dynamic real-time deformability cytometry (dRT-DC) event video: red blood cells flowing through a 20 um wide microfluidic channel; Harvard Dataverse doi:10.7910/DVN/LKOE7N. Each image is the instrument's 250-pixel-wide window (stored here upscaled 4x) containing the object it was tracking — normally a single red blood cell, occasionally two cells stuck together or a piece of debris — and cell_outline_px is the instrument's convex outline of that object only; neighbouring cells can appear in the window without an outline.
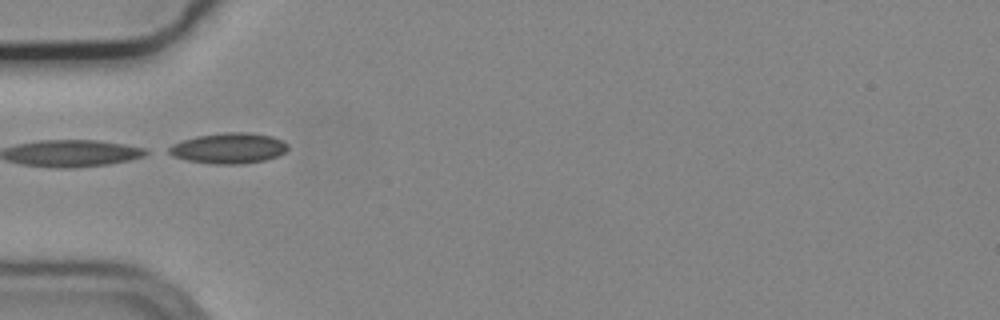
{"species": "common noctule bat (a hibernating species)", "species_latin": "Nyctalus noctula", "temperature_condition": "cold", "stored_images_in_passage": 6, "camera_frame_rate_fps": 3000, "um_per_image_px": 0.085, "animal": {"sex": "male", "body_mass_g": 19.2, "forearm_length_mm": 51.8}, "frame": {"image": 1, "passage_image": 5, "time_ms": 1.333, "image_size_px": [1000, 320], "cell_outline_px": [[288, 148], [284, 152], [276, 156], [264, 160], [240, 164], [216, 164], [188, 160], [172, 156], [164, 152], [164, 148], [172, 144], [196, 136], [224, 132], [252, 132], [272, 136], [288, 144]], "centroid_in_image_um": [19.38, 12.59], "position_along_channel_um": 65.6, "area_um2": 21.33}}